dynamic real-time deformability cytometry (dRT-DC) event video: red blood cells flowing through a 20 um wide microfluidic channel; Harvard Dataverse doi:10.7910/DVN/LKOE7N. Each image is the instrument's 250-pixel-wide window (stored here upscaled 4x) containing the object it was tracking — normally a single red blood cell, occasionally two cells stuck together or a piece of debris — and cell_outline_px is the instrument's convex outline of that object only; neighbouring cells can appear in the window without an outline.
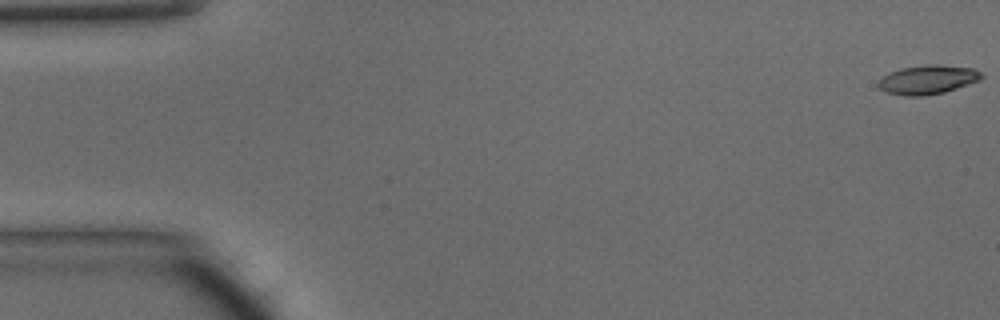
{"species": "common noctule bat (a hibernating species)", "species_latin": "Nyctalus noctula", "temperature_condition": "warm", "stored_images_in_passage": 48, "camera_frame_rate_fps": 3000, "um_per_image_px": 0.085, "animal": {"sex": "male", "body_mass_g": 15.6}, "frame": {"image": 1, "passage_image": 1, "time_ms": 0.0, "image_size_px": [1000, 320], "cell_outline_px": [[984, 76], [980, 80], [944, 92], [924, 96], [904, 96], [888, 92], [880, 88], [880, 80], [884, 76], [900, 68], [928, 64], [940, 64], [972, 68], [980, 72]], "centroid_in_image_um": [78.9, 6.76], "position_along_channel_um": 6.1, "area_um2": 17.22}}
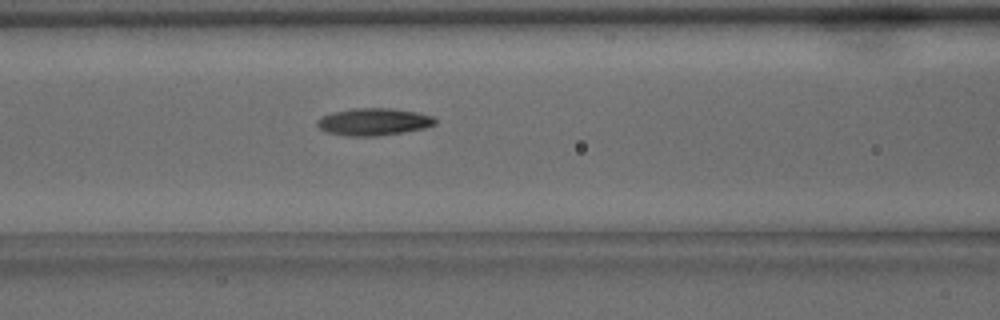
{"frame": {"image": 2, "passage_image": 20, "time_ms": 6.333, "image_size_px": [1000, 320], "cell_outline_px": [[436, 124], [424, 128], [404, 132], [376, 136], [348, 136], [324, 132], [316, 124], [316, 120], [332, 112], [352, 108], [392, 108], [416, 112], [432, 116], [436, 120]], "centroid_in_image_um": [31.74, 10.35], "position_along_channel_um": 134.9, "area_um2": 18.79}}
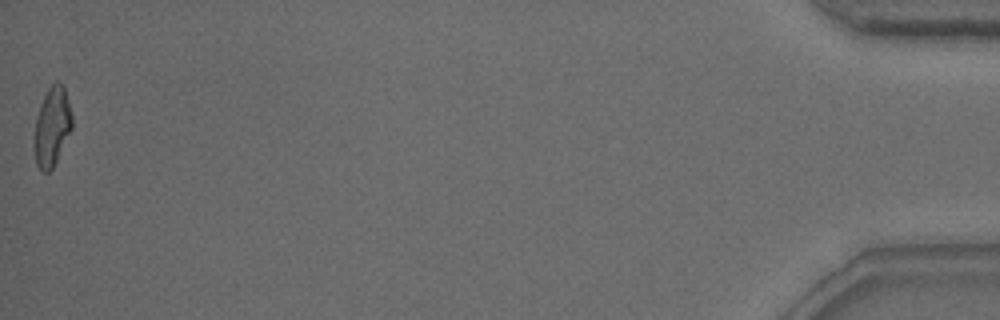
{"frame": {"image": 3, "passage_image": 48, "time_ms": 15.667, "image_size_px": [1000, 320], "cell_outline_px": [[72, 128], [52, 168], [48, 172], [44, 172], [36, 164], [32, 144], [36, 116], [40, 104], [48, 88], [56, 80], [64, 84], [72, 112]], "centroid_in_image_um": [4.4, 10.72], "position_along_channel_um": 430.8, "area_um2": 17.69}, "authors_computed_cell_mechanics": {"area_um2": 17.6868, "velocity_mm_per_s": 4.2391, "shape_relaxation_time_tau1_ms": 10.54, "shape_relaxation_time_tau2_ms": 3.1055, "deformation_change_tau1": 0.2988, "deformation_change_tau2": 0.1125}}